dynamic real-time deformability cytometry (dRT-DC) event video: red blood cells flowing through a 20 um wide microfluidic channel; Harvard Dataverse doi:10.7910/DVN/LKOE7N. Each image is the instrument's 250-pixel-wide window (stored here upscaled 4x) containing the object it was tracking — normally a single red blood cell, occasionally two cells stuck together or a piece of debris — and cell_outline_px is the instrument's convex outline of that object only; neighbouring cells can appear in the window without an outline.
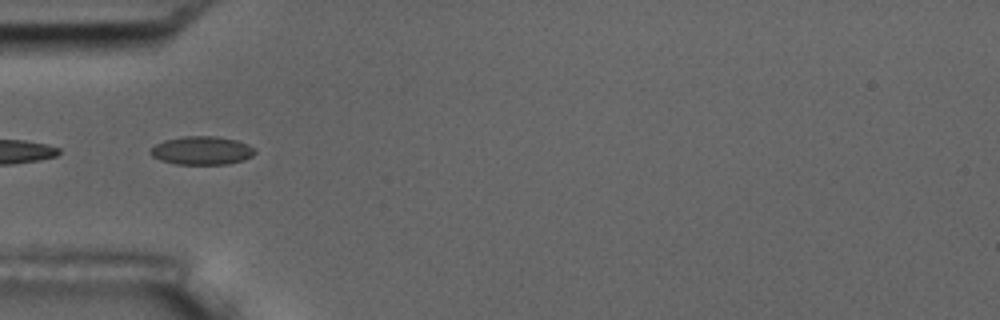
{"species": "common noctule bat (a hibernating species)", "species_latin": "Nyctalus noctula", "temperature_condition": "room temperature", "stored_images_in_passage": 46, "segment_of_instrument_passage": [2, 2], "camera_frame_rate_fps": 3000, "um_per_image_px": 0.085, "animal": {"sex": "male", "body_mass_g": 17.5, "forearm_length_mm": 52.3}, "frame": {"image": 1, "passage_image": 8, "time_ms": 2.333, "image_size_px": [1000, 320], "cell_outline_px": [[256, 152], [252, 156], [244, 160], [228, 164], [176, 164], [160, 160], [152, 156], [148, 152], [148, 148], [164, 140], [184, 136], [216, 136], [236, 140], [248, 144], [256, 148]], "centroid_in_image_um": [17.14, 12.79], "position_along_channel_um": 67.9, "area_um2": 17.51}}
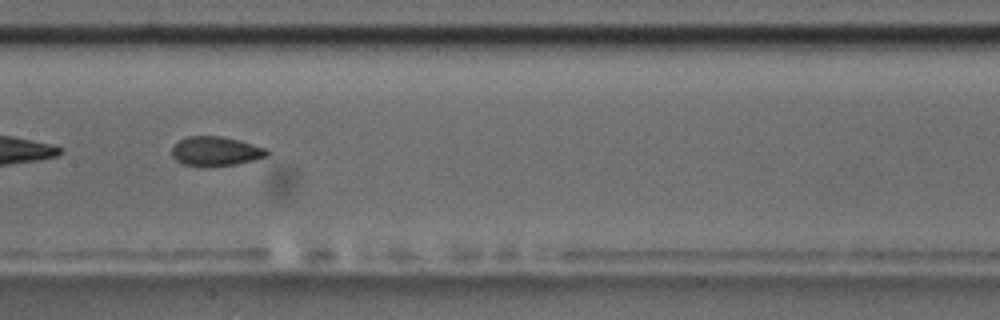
{"frame": {"image": 2, "passage_image": 18, "time_ms": 5.667, "image_size_px": [1000, 320], "cell_outline_px": [[268, 156], [236, 164], [204, 168], [200, 168], [184, 164], [176, 160], [172, 156], [172, 148], [180, 140], [188, 136], [220, 136], [240, 140], [268, 148]], "centroid_in_image_um": [18.34, 12.87], "position_along_channel_um": 189.1, "area_um2": 16.53}}